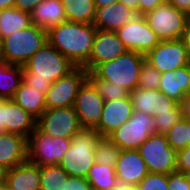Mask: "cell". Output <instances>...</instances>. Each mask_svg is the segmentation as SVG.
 Segmentation results:
<instances>
[{
    "label": "cell",
    "instance_id": "1",
    "mask_svg": "<svg viewBox=\"0 0 190 190\" xmlns=\"http://www.w3.org/2000/svg\"><path fill=\"white\" fill-rule=\"evenodd\" d=\"M94 24L64 21L47 31V40L73 65L84 67L93 49Z\"/></svg>",
    "mask_w": 190,
    "mask_h": 190
},
{
    "label": "cell",
    "instance_id": "2",
    "mask_svg": "<svg viewBox=\"0 0 190 190\" xmlns=\"http://www.w3.org/2000/svg\"><path fill=\"white\" fill-rule=\"evenodd\" d=\"M75 67L59 50L47 42L23 66L22 81L46 95L51 83L67 75Z\"/></svg>",
    "mask_w": 190,
    "mask_h": 190
},
{
    "label": "cell",
    "instance_id": "3",
    "mask_svg": "<svg viewBox=\"0 0 190 190\" xmlns=\"http://www.w3.org/2000/svg\"><path fill=\"white\" fill-rule=\"evenodd\" d=\"M47 42V31L31 24L0 41V56L11 65L23 67Z\"/></svg>",
    "mask_w": 190,
    "mask_h": 190
},
{
    "label": "cell",
    "instance_id": "4",
    "mask_svg": "<svg viewBox=\"0 0 190 190\" xmlns=\"http://www.w3.org/2000/svg\"><path fill=\"white\" fill-rule=\"evenodd\" d=\"M95 129L82 128L72 138L59 165L69 176L86 178L95 163V147L100 139Z\"/></svg>",
    "mask_w": 190,
    "mask_h": 190
},
{
    "label": "cell",
    "instance_id": "5",
    "mask_svg": "<svg viewBox=\"0 0 190 190\" xmlns=\"http://www.w3.org/2000/svg\"><path fill=\"white\" fill-rule=\"evenodd\" d=\"M145 55L135 51H126L111 61L99 64L93 72L104 80L123 86L129 92L137 88L140 69Z\"/></svg>",
    "mask_w": 190,
    "mask_h": 190
},
{
    "label": "cell",
    "instance_id": "6",
    "mask_svg": "<svg viewBox=\"0 0 190 190\" xmlns=\"http://www.w3.org/2000/svg\"><path fill=\"white\" fill-rule=\"evenodd\" d=\"M70 144L71 139L53 137L36 125L27 139L28 161L39 166L59 164Z\"/></svg>",
    "mask_w": 190,
    "mask_h": 190
},
{
    "label": "cell",
    "instance_id": "7",
    "mask_svg": "<svg viewBox=\"0 0 190 190\" xmlns=\"http://www.w3.org/2000/svg\"><path fill=\"white\" fill-rule=\"evenodd\" d=\"M149 173L177 171V151L169 146L165 134L150 135L137 149Z\"/></svg>",
    "mask_w": 190,
    "mask_h": 190
},
{
    "label": "cell",
    "instance_id": "8",
    "mask_svg": "<svg viewBox=\"0 0 190 190\" xmlns=\"http://www.w3.org/2000/svg\"><path fill=\"white\" fill-rule=\"evenodd\" d=\"M143 16L160 41L181 39L189 17L168 1Z\"/></svg>",
    "mask_w": 190,
    "mask_h": 190
},
{
    "label": "cell",
    "instance_id": "9",
    "mask_svg": "<svg viewBox=\"0 0 190 190\" xmlns=\"http://www.w3.org/2000/svg\"><path fill=\"white\" fill-rule=\"evenodd\" d=\"M156 134L153 117L149 114L133 111L131 118L114 130L108 137L120 150L138 149L150 136Z\"/></svg>",
    "mask_w": 190,
    "mask_h": 190
},
{
    "label": "cell",
    "instance_id": "10",
    "mask_svg": "<svg viewBox=\"0 0 190 190\" xmlns=\"http://www.w3.org/2000/svg\"><path fill=\"white\" fill-rule=\"evenodd\" d=\"M87 73L84 67H75L67 75L51 83L45 95L46 109L73 106L81 86L87 80Z\"/></svg>",
    "mask_w": 190,
    "mask_h": 190
},
{
    "label": "cell",
    "instance_id": "11",
    "mask_svg": "<svg viewBox=\"0 0 190 190\" xmlns=\"http://www.w3.org/2000/svg\"><path fill=\"white\" fill-rule=\"evenodd\" d=\"M116 33L127 51H135L144 55L160 42L142 15H135L116 30Z\"/></svg>",
    "mask_w": 190,
    "mask_h": 190
},
{
    "label": "cell",
    "instance_id": "12",
    "mask_svg": "<svg viewBox=\"0 0 190 190\" xmlns=\"http://www.w3.org/2000/svg\"><path fill=\"white\" fill-rule=\"evenodd\" d=\"M36 125L53 137L71 139L82 129L79 118L73 106L46 109L37 119Z\"/></svg>",
    "mask_w": 190,
    "mask_h": 190
},
{
    "label": "cell",
    "instance_id": "13",
    "mask_svg": "<svg viewBox=\"0 0 190 190\" xmlns=\"http://www.w3.org/2000/svg\"><path fill=\"white\" fill-rule=\"evenodd\" d=\"M145 59L160 73L190 65V58L181 39L160 41Z\"/></svg>",
    "mask_w": 190,
    "mask_h": 190
},
{
    "label": "cell",
    "instance_id": "14",
    "mask_svg": "<svg viewBox=\"0 0 190 190\" xmlns=\"http://www.w3.org/2000/svg\"><path fill=\"white\" fill-rule=\"evenodd\" d=\"M73 107L82 128L95 129L100 122L104 99L87 79L81 86Z\"/></svg>",
    "mask_w": 190,
    "mask_h": 190
},
{
    "label": "cell",
    "instance_id": "15",
    "mask_svg": "<svg viewBox=\"0 0 190 190\" xmlns=\"http://www.w3.org/2000/svg\"><path fill=\"white\" fill-rule=\"evenodd\" d=\"M126 51L116 31L97 29L93 49L84 68L92 72L99 64L116 59Z\"/></svg>",
    "mask_w": 190,
    "mask_h": 190
},
{
    "label": "cell",
    "instance_id": "16",
    "mask_svg": "<svg viewBox=\"0 0 190 190\" xmlns=\"http://www.w3.org/2000/svg\"><path fill=\"white\" fill-rule=\"evenodd\" d=\"M132 113L133 106L130 94L124 98L104 101L100 122L95 130L101 137H108L131 118Z\"/></svg>",
    "mask_w": 190,
    "mask_h": 190
},
{
    "label": "cell",
    "instance_id": "17",
    "mask_svg": "<svg viewBox=\"0 0 190 190\" xmlns=\"http://www.w3.org/2000/svg\"><path fill=\"white\" fill-rule=\"evenodd\" d=\"M117 181L137 186L149 173L137 149L120 150L115 166Z\"/></svg>",
    "mask_w": 190,
    "mask_h": 190
},
{
    "label": "cell",
    "instance_id": "18",
    "mask_svg": "<svg viewBox=\"0 0 190 190\" xmlns=\"http://www.w3.org/2000/svg\"><path fill=\"white\" fill-rule=\"evenodd\" d=\"M27 150L26 137L16 133H0V168L6 171L26 162Z\"/></svg>",
    "mask_w": 190,
    "mask_h": 190
},
{
    "label": "cell",
    "instance_id": "19",
    "mask_svg": "<svg viewBox=\"0 0 190 190\" xmlns=\"http://www.w3.org/2000/svg\"><path fill=\"white\" fill-rule=\"evenodd\" d=\"M159 90L169 102L180 103L190 93V65L161 73Z\"/></svg>",
    "mask_w": 190,
    "mask_h": 190
},
{
    "label": "cell",
    "instance_id": "20",
    "mask_svg": "<svg viewBox=\"0 0 190 190\" xmlns=\"http://www.w3.org/2000/svg\"><path fill=\"white\" fill-rule=\"evenodd\" d=\"M36 121L12 99H4L5 132L16 133L28 139L36 128Z\"/></svg>",
    "mask_w": 190,
    "mask_h": 190
},
{
    "label": "cell",
    "instance_id": "21",
    "mask_svg": "<svg viewBox=\"0 0 190 190\" xmlns=\"http://www.w3.org/2000/svg\"><path fill=\"white\" fill-rule=\"evenodd\" d=\"M11 190H40V166L28 160L4 171V179Z\"/></svg>",
    "mask_w": 190,
    "mask_h": 190
},
{
    "label": "cell",
    "instance_id": "22",
    "mask_svg": "<svg viewBox=\"0 0 190 190\" xmlns=\"http://www.w3.org/2000/svg\"><path fill=\"white\" fill-rule=\"evenodd\" d=\"M135 15L136 12L125 4L113 3L102 8H96L93 24L100 30L116 31Z\"/></svg>",
    "mask_w": 190,
    "mask_h": 190
},
{
    "label": "cell",
    "instance_id": "23",
    "mask_svg": "<svg viewBox=\"0 0 190 190\" xmlns=\"http://www.w3.org/2000/svg\"><path fill=\"white\" fill-rule=\"evenodd\" d=\"M31 22L48 31L67 20L61 0H43L31 12Z\"/></svg>",
    "mask_w": 190,
    "mask_h": 190
},
{
    "label": "cell",
    "instance_id": "24",
    "mask_svg": "<svg viewBox=\"0 0 190 190\" xmlns=\"http://www.w3.org/2000/svg\"><path fill=\"white\" fill-rule=\"evenodd\" d=\"M12 100L36 120L46 110L45 94L34 86L25 84L23 81L16 90Z\"/></svg>",
    "mask_w": 190,
    "mask_h": 190
},
{
    "label": "cell",
    "instance_id": "25",
    "mask_svg": "<svg viewBox=\"0 0 190 190\" xmlns=\"http://www.w3.org/2000/svg\"><path fill=\"white\" fill-rule=\"evenodd\" d=\"M133 111H139L154 117V111L161 109L165 104L169 103L166 95L157 90H148L136 88L130 92Z\"/></svg>",
    "mask_w": 190,
    "mask_h": 190
},
{
    "label": "cell",
    "instance_id": "26",
    "mask_svg": "<svg viewBox=\"0 0 190 190\" xmlns=\"http://www.w3.org/2000/svg\"><path fill=\"white\" fill-rule=\"evenodd\" d=\"M32 24L29 12L19 10L15 7L0 10V41Z\"/></svg>",
    "mask_w": 190,
    "mask_h": 190
},
{
    "label": "cell",
    "instance_id": "27",
    "mask_svg": "<svg viewBox=\"0 0 190 190\" xmlns=\"http://www.w3.org/2000/svg\"><path fill=\"white\" fill-rule=\"evenodd\" d=\"M67 21L93 24L96 14L94 0H61Z\"/></svg>",
    "mask_w": 190,
    "mask_h": 190
},
{
    "label": "cell",
    "instance_id": "28",
    "mask_svg": "<svg viewBox=\"0 0 190 190\" xmlns=\"http://www.w3.org/2000/svg\"><path fill=\"white\" fill-rule=\"evenodd\" d=\"M92 190H111L117 183L115 166L94 163L86 177Z\"/></svg>",
    "mask_w": 190,
    "mask_h": 190
},
{
    "label": "cell",
    "instance_id": "29",
    "mask_svg": "<svg viewBox=\"0 0 190 190\" xmlns=\"http://www.w3.org/2000/svg\"><path fill=\"white\" fill-rule=\"evenodd\" d=\"M23 79V67L6 63L0 69V98L12 99Z\"/></svg>",
    "mask_w": 190,
    "mask_h": 190
},
{
    "label": "cell",
    "instance_id": "30",
    "mask_svg": "<svg viewBox=\"0 0 190 190\" xmlns=\"http://www.w3.org/2000/svg\"><path fill=\"white\" fill-rule=\"evenodd\" d=\"M182 118L181 106L176 102H169L161 109L154 111L153 124L157 134L167 133L172 126Z\"/></svg>",
    "mask_w": 190,
    "mask_h": 190
},
{
    "label": "cell",
    "instance_id": "31",
    "mask_svg": "<svg viewBox=\"0 0 190 190\" xmlns=\"http://www.w3.org/2000/svg\"><path fill=\"white\" fill-rule=\"evenodd\" d=\"M68 177L59 164L40 166V190H64Z\"/></svg>",
    "mask_w": 190,
    "mask_h": 190
},
{
    "label": "cell",
    "instance_id": "32",
    "mask_svg": "<svg viewBox=\"0 0 190 190\" xmlns=\"http://www.w3.org/2000/svg\"><path fill=\"white\" fill-rule=\"evenodd\" d=\"M87 79L93 84L104 101L124 98L130 94L123 86H116L114 82L99 78L93 71L87 73Z\"/></svg>",
    "mask_w": 190,
    "mask_h": 190
},
{
    "label": "cell",
    "instance_id": "33",
    "mask_svg": "<svg viewBox=\"0 0 190 190\" xmlns=\"http://www.w3.org/2000/svg\"><path fill=\"white\" fill-rule=\"evenodd\" d=\"M119 153V147L109 137H100L95 147V163L116 166Z\"/></svg>",
    "mask_w": 190,
    "mask_h": 190
},
{
    "label": "cell",
    "instance_id": "34",
    "mask_svg": "<svg viewBox=\"0 0 190 190\" xmlns=\"http://www.w3.org/2000/svg\"><path fill=\"white\" fill-rule=\"evenodd\" d=\"M169 146L180 151L188 145V119L181 118L165 133Z\"/></svg>",
    "mask_w": 190,
    "mask_h": 190
},
{
    "label": "cell",
    "instance_id": "35",
    "mask_svg": "<svg viewBox=\"0 0 190 190\" xmlns=\"http://www.w3.org/2000/svg\"><path fill=\"white\" fill-rule=\"evenodd\" d=\"M160 79L161 73L145 60L140 69L137 87L140 89L157 90L159 89Z\"/></svg>",
    "mask_w": 190,
    "mask_h": 190
},
{
    "label": "cell",
    "instance_id": "36",
    "mask_svg": "<svg viewBox=\"0 0 190 190\" xmlns=\"http://www.w3.org/2000/svg\"><path fill=\"white\" fill-rule=\"evenodd\" d=\"M136 187L139 190H168V174L148 173Z\"/></svg>",
    "mask_w": 190,
    "mask_h": 190
},
{
    "label": "cell",
    "instance_id": "37",
    "mask_svg": "<svg viewBox=\"0 0 190 190\" xmlns=\"http://www.w3.org/2000/svg\"><path fill=\"white\" fill-rule=\"evenodd\" d=\"M168 190H190V175L179 171L169 173Z\"/></svg>",
    "mask_w": 190,
    "mask_h": 190
},
{
    "label": "cell",
    "instance_id": "38",
    "mask_svg": "<svg viewBox=\"0 0 190 190\" xmlns=\"http://www.w3.org/2000/svg\"><path fill=\"white\" fill-rule=\"evenodd\" d=\"M177 171L190 175V145L177 152Z\"/></svg>",
    "mask_w": 190,
    "mask_h": 190
},
{
    "label": "cell",
    "instance_id": "39",
    "mask_svg": "<svg viewBox=\"0 0 190 190\" xmlns=\"http://www.w3.org/2000/svg\"><path fill=\"white\" fill-rule=\"evenodd\" d=\"M64 190H92V187L86 178L69 176L65 181Z\"/></svg>",
    "mask_w": 190,
    "mask_h": 190
},
{
    "label": "cell",
    "instance_id": "40",
    "mask_svg": "<svg viewBox=\"0 0 190 190\" xmlns=\"http://www.w3.org/2000/svg\"><path fill=\"white\" fill-rule=\"evenodd\" d=\"M167 0H139L138 2V15H145L146 13L153 11L159 5H162Z\"/></svg>",
    "mask_w": 190,
    "mask_h": 190
},
{
    "label": "cell",
    "instance_id": "41",
    "mask_svg": "<svg viewBox=\"0 0 190 190\" xmlns=\"http://www.w3.org/2000/svg\"><path fill=\"white\" fill-rule=\"evenodd\" d=\"M41 1L43 0H16L14 7L30 13Z\"/></svg>",
    "mask_w": 190,
    "mask_h": 190
},
{
    "label": "cell",
    "instance_id": "42",
    "mask_svg": "<svg viewBox=\"0 0 190 190\" xmlns=\"http://www.w3.org/2000/svg\"><path fill=\"white\" fill-rule=\"evenodd\" d=\"M172 6L190 16V0H167Z\"/></svg>",
    "mask_w": 190,
    "mask_h": 190
},
{
    "label": "cell",
    "instance_id": "43",
    "mask_svg": "<svg viewBox=\"0 0 190 190\" xmlns=\"http://www.w3.org/2000/svg\"><path fill=\"white\" fill-rule=\"evenodd\" d=\"M181 40L183 41L184 46L187 49L188 56L190 58V16L187 19V22H186L185 29L183 31Z\"/></svg>",
    "mask_w": 190,
    "mask_h": 190
},
{
    "label": "cell",
    "instance_id": "44",
    "mask_svg": "<svg viewBox=\"0 0 190 190\" xmlns=\"http://www.w3.org/2000/svg\"><path fill=\"white\" fill-rule=\"evenodd\" d=\"M179 104L181 106L182 118L190 119V93Z\"/></svg>",
    "mask_w": 190,
    "mask_h": 190
},
{
    "label": "cell",
    "instance_id": "45",
    "mask_svg": "<svg viewBox=\"0 0 190 190\" xmlns=\"http://www.w3.org/2000/svg\"><path fill=\"white\" fill-rule=\"evenodd\" d=\"M111 190H139L136 186L131 183L117 181L114 187Z\"/></svg>",
    "mask_w": 190,
    "mask_h": 190
},
{
    "label": "cell",
    "instance_id": "46",
    "mask_svg": "<svg viewBox=\"0 0 190 190\" xmlns=\"http://www.w3.org/2000/svg\"><path fill=\"white\" fill-rule=\"evenodd\" d=\"M119 2L125 4L127 7L131 8L138 15V2L139 0H119Z\"/></svg>",
    "mask_w": 190,
    "mask_h": 190
},
{
    "label": "cell",
    "instance_id": "47",
    "mask_svg": "<svg viewBox=\"0 0 190 190\" xmlns=\"http://www.w3.org/2000/svg\"><path fill=\"white\" fill-rule=\"evenodd\" d=\"M5 132L4 125V99L0 98V133Z\"/></svg>",
    "mask_w": 190,
    "mask_h": 190
},
{
    "label": "cell",
    "instance_id": "48",
    "mask_svg": "<svg viewBox=\"0 0 190 190\" xmlns=\"http://www.w3.org/2000/svg\"><path fill=\"white\" fill-rule=\"evenodd\" d=\"M96 8H102L113 3H118L119 0H94Z\"/></svg>",
    "mask_w": 190,
    "mask_h": 190
},
{
    "label": "cell",
    "instance_id": "49",
    "mask_svg": "<svg viewBox=\"0 0 190 190\" xmlns=\"http://www.w3.org/2000/svg\"><path fill=\"white\" fill-rule=\"evenodd\" d=\"M16 0H0V10L14 7Z\"/></svg>",
    "mask_w": 190,
    "mask_h": 190
},
{
    "label": "cell",
    "instance_id": "50",
    "mask_svg": "<svg viewBox=\"0 0 190 190\" xmlns=\"http://www.w3.org/2000/svg\"><path fill=\"white\" fill-rule=\"evenodd\" d=\"M0 190H11V188L7 185V183L3 180L0 183Z\"/></svg>",
    "mask_w": 190,
    "mask_h": 190
},
{
    "label": "cell",
    "instance_id": "51",
    "mask_svg": "<svg viewBox=\"0 0 190 190\" xmlns=\"http://www.w3.org/2000/svg\"><path fill=\"white\" fill-rule=\"evenodd\" d=\"M7 63V61L0 56V69Z\"/></svg>",
    "mask_w": 190,
    "mask_h": 190
},
{
    "label": "cell",
    "instance_id": "52",
    "mask_svg": "<svg viewBox=\"0 0 190 190\" xmlns=\"http://www.w3.org/2000/svg\"><path fill=\"white\" fill-rule=\"evenodd\" d=\"M188 145H190V119H188Z\"/></svg>",
    "mask_w": 190,
    "mask_h": 190
},
{
    "label": "cell",
    "instance_id": "53",
    "mask_svg": "<svg viewBox=\"0 0 190 190\" xmlns=\"http://www.w3.org/2000/svg\"><path fill=\"white\" fill-rule=\"evenodd\" d=\"M4 179V171L0 168V183L3 181Z\"/></svg>",
    "mask_w": 190,
    "mask_h": 190
}]
</instances>
